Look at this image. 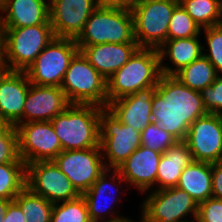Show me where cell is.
Wrapping results in <instances>:
<instances>
[{
  "mask_svg": "<svg viewBox=\"0 0 222 222\" xmlns=\"http://www.w3.org/2000/svg\"><path fill=\"white\" fill-rule=\"evenodd\" d=\"M207 114L199 91L183 85L174 76H160L152 98L153 122L178 141H184L189 126Z\"/></svg>",
  "mask_w": 222,
  "mask_h": 222,
  "instance_id": "obj_1",
  "label": "cell"
},
{
  "mask_svg": "<svg viewBox=\"0 0 222 222\" xmlns=\"http://www.w3.org/2000/svg\"><path fill=\"white\" fill-rule=\"evenodd\" d=\"M101 109L96 105L70 104L51 120L63 151L100 146Z\"/></svg>",
  "mask_w": 222,
  "mask_h": 222,
  "instance_id": "obj_2",
  "label": "cell"
},
{
  "mask_svg": "<svg viewBox=\"0 0 222 222\" xmlns=\"http://www.w3.org/2000/svg\"><path fill=\"white\" fill-rule=\"evenodd\" d=\"M161 75L158 50L139 47L128 62L107 80V107L115 99L157 86Z\"/></svg>",
  "mask_w": 222,
  "mask_h": 222,
  "instance_id": "obj_3",
  "label": "cell"
},
{
  "mask_svg": "<svg viewBox=\"0 0 222 222\" xmlns=\"http://www.w3.org/2000/svg\"><path fill=\"white\" fill-rule=\"evenodd\" d=\"M77 46L137 43L130 10L98 6L75 39Z\"/></svg>",
  "mask_w": 222,
  "mask_h": 222,
  "instance_id": "obj_4",
  "label": "cell"
},
{
  "mask_svg": "<svg viewBox=\"0 0 222 222\" xmlns=\"http://www.w3.org/2000/svg\"><path fill=\"white\" fill-rule=\"evenodd\" d=\"M60 88L70 104L107 107V81L81 51L71 59Z\"/></svg>",
  "mask_w": 222,
  "mask_h": 222,
  "instance_id": "obj_5",
  "label": "cell"
},
{
  "mask_svg": "<svg viewBox=\"0 0 222 222\" xmlns=\"http://www.w3.org/2000/svg\"><path fill=\"white\" fill-rule=\"evenodd\" d=\"M3 58L12 71L25 72L55 39L51 25L3 28Z\"/></svg>",
  "mask_w": 222,
  "mask_h": 222,
  "instance_id": "obj_6",
  "label": "cell"
},
{
  "mask_svg": "<svg viewBox=\"0 0 222 222\" xmlns=\"http://www.w3.org/2000/svg\"><path fill=\"white\" fill-rule=\"evenodd\" d=\"M178 0L136 1L132 7L134 39L140 48L159 49L168 40V26Z\"/></svg>",
  "mask_w": 222,
  "mask_h": 222,
  "instance_id": "obj_7",
  "label": "cell"
},
{
  "mask_svg": "<svg viewBox=\"0 0 222 222\" xmlns=\"http://www.w3.org/2000/svg\"><path fill=\"white\" fill-rule=\"evenodd\" d=\"M100 147L107 169H116L141 143V132L123 124L107 107L99 116ZM108 161V162H107Z\"/></svg>",
  "mask_w": 222,
  "mask_h": 222,
  "instance_id": "obj_8",
  "label": "cell"
},
{
  "mask_svg": "<svg viewBox=\"0 0 222 222\" xmlns=\"http://www.w3.org/2000/svg\"><path fill=\"white\" fill-rule=\"evenodd\" d=\"M79 51L75 39H53L26 70L31 84L60 87L71 59Z\"/></svg>",
  "mask_w": 222,
  "mask_h": 222,
  "instance_id": "obj_9",
  "label": "cell"
},
{
  "mask_svg": "<svg viewBox=\"0 0 222 222\" xmlns=\"http://www.w3.org/2000/svg\"><path fill=\"white\" fill-rule=\"evenodd\" d=\"M142 202L143 222H195L198 204L184 190L169 187L151 191ZM188 215L193 220L186 219ZM184 218V219H183Z\"/></svg>",
  "mask_w": 222,
  "mask_h": 222,
  "instance_id": "obj_10",
  "label": "cell"
},
{
  "mask_svg": "<svg viewBox=\"0 0 222 222\" xmlns=\"http://www.w3.org/2000/svg\"><path fill=\"white\" fill-rule=\"evenodd\" d=\"M53 161L69 178L80 195L86 192L107 169L100 146L61 151Z\"/></svg>",
  "mask_w": 222,
  "mask_h": 222,
  "instance_id": "obj_11",
  "label": "cell"
},
{
  "mask_svg": "<svg viewBox=\"0 0 222 222\" xmlns=\"http://www.w3.org/2000/svg\"><path fill=\"white\" fill-rule=\"evenodd\" d=\"M19 156L24 163L53 160L62 150L51 121L26 122L15 126Z\"/></svg>",
  "mask_w": 222,
  "mask_h": 222,
  "instance_id": "obj_12",
  "label": "cell"
},
{
  "mask_svg": "<svg viewBox=\"0 0 222 222\" xmlns=\"http://www.w3.org/2000/svg\"><path fill=\"white\" fill-rule=\"evenodd\" d=\"M26 187L52 204L73 200L80 195L53 160L27 164Z\"/></svg>",
  "mask_w": 222,
  "mask_h": 222,
  "instance_id": "obj_13",
  "label": "cell"
},
{
  "mask_svg": "<svg viewBox=\"0 0 222 222\" xmlns=\"http://www.w3.org/2000/svg\"><path fill=\"white\" fill-rule=\"evenodd\" d=\"M184 142L194 161L217 163L222 159V115L208 113L190 126Z\"/></svg>",
  "mask_w": 222,
  "mask_h": 222,
  "instance_id": "obj_14",
  "label": "cell"
},
{
  "mask_svg": "<svg viewBox=\"0 0 222 222\" xmlns=\"http://www.w3.org/2000/svg\"><path fill=\"white\" fill-rule=\"evenodd\" d=\"M50 24L57 38L76 39L98 7L97 0H48Z\"/></svg>",
  "mask_w": 222,
  "mask_h": 222,
  "instance_id": "obj_15",
  "label": "cell"
},
{
  "mask_svg": "<svg viewBox=\"0 0 222 222\" xmlns=\"http://www.w3.org/2000/svg\"><path fill=\"white\" fill-rule=\"evenodd\" d=\"M69 105L65 92L60 87L30 84L23 111V123L51 121Z\"/></svg>",
  "mask_w": 222,
  "mask_h": 222,
  "instance_id": "obj_16",
  "label": "cell"
},
{
  "mask_svg": "<svg viewBox=\"0 0 222 222\" xmlns=\"http://www.w3.org/2000/svg\"><path fill=\"white\" fill-rule=\"evenodd\" d=\"M162 153L140 146L116 170L125 183L140 192L149 191L156 184L157 169Z\"/></svg>",
  "mask_w": 222,
  "mask_h": 222,
  "instance_id": "obj_17",
  "label": "cell"
},
{
  "mask_svg": "<svg viewBox=\"0 0 222 222\" xmlns=\"http://www.w3.org/2000/svg\"><path fill=\"white\" fill-rule=\"evenodd\" d=\"M156 86L138 90L132 95L115 99L108 104V109L126 125L142 132L152 120V98Z\"/></svg>",
  "mask_w": 222,
  "mask_h": 222,
  "instance_id": "obj_18",
  "label": "cell"
},
{
  "mask_svg": "<svg viewBox=\"0 0 222 222\" xmlns=\"http://www.w3.org/2000/svg\"><path fill=\"white\" fill-rule=\"evenodd\" d=\"M110 171H111V169H106L98 177V179L93 183V185L86 192H84L82 194V196L84 197V199L87 203L89 217H90L91 222L112 220V219L121 217L120 214L117 216L115 214L114 207L109 205L112 203L116 204V202L119 203L118 201L121 199H119V197H117V199H116V197L113 198V197L109 196V193L111 192L110 189L112 187H114L115 190L117 191L116 196H118L119 195V191H118L119 188L117 185L124 183L125 180L122 178V176L120 175V173L116 169H112V171L111 172ZM108 173H111V174L113 173L112 177L109 176ZM109 178L110 179L112 178L111 179L112 181L109 182V180H110ZM113 192H112V196H114ZM112 209L114 210V212ZM105 212H107V213H105ZM107 214H109L110 216ZM106 215H107V218H110V219H107Z\"/></svg>",
  "mask_w": 222,
  "mask_h": 222,
  "instance_id": "obj_19",
  "label": "cell"
},
{
  "mask_svg": "<svg viewBox=\"0 0 222 222\" xmlns=\"http://www.w3.org/2000/svg\"><path fill=\"white\" fill-rule=\"evenodd\" d=\"M0 11L3 28L51 25L49 2L46 0H1Z\"/></svg>",
  "mask_w": 222,
  "mask_h": 222,
  "instance_id": "obj_20",
  "label": "cell"
},
{
  "mask_svg": "<svg viewBox=\"0 0 222 222\" xmlns=\"http://www.w3.org/2000/svg\"><path fill=\"white\" fill-rule=\"evenodd\" d=\"M79 51L107 81L123 67L139 48L137 43L97 44L78 46Z\"/></svg>",
  "mask_w": 222,
  "mask_h": 222,
  "instance_id": "obj_21",
  "label": "cell"
},
{
  "mask_svg": "<svg viewBox=\"0 0 222 222\" xmlns=\"http://www.w3.org/2000/svg\"><path fill=\"white\" fill-rule=\"evenodd\" d=\"M30 84L26 72L19 71H11L0 84V116L11 125L23 123Z\"/></svg>",
  "mask_w": 222,
  "mask_h": 222,
  "instance_id": "obj_22",
  "label": "cell"
},
{
  "mask_svg": "<svg viewBox=\"0 0 222 222\" xmlns=\"http://www.w3.org/2000/svg\"><path fill=\"white\" fill-rule=\"evenodd\" d=\"M199 36L167 40L159 49L160 70L162 75L174 76L185 66L197 60L205 50L201 45ZM169 57L174 68L163 65L165 57Z\"/></svg>",
  "mask_w": 222,
  "mask_h": 222,
  "instance_id": "obj_23",
  "label": "cell"
},
{
  "mask_svg": "<svg viewBox=\"0 0 222 222\" xmlns=\"http://www.w3.org/2000/svg\"><path fill=\"white\" fill-rule=\"evenodd\" d=\"M192 153L184 141H177L166 149L160 159L155 190L176 187L183 169L193 162Z\"/></svg>",
  "mask_w": 222,
  "mask_h": 222,
  "instance_id": "obj_24",
  "label": "cell"
},
{
  "mask_svg": "<svg viewBox=\"0 0 222 222\" xmlns=\"http://www.w3.org/2000/svg\"><path fill=\"white\" fill-rule=\"evenodd\" d=\"M186 191L197 204L212 197V163L193 161L187 165L176 185Z\"/></svg>",
  "mask_w": 222,
  "mask_h": 222,
  "instance_id": "obj_25",
  "label": "cell"
},
{
  "mask_svg": "<svg viewBox=\"0 0 222 222\" xmlns=\"http://www.w3.org/2000/svg\"><path fill=\"white\" fill-rule=\"evenodd\" d=\"M217 76L215 67L203 54L174 75L183 85L199 92L212 85Z\"/></svg>",
  "mask_w": 222,
  "mask_h": 222,
  "instance_id": "obj_26",
  "label": "cell"
},
{
  "mask_svg": "<svg viewBox=\"0 0 222 222\" xmlns=\"http://www.w3.org/2000/svg\"><path fill=\"white\" fill-rule=\"evenodd\" d=\"M14 201L20 206L26 222H51L54 204L29 188L25 187Z\"/></svg>",
  "mask_w": 222,
  "mask_h": 222,
  "instance_id": "obj_27",
  "label": "cell"
},
{
  "mask_svg": "<svg viewBox=\"0 0 222 222\" xmlns=\"http://www.w3.org/2000/svg\"><path fill=\"white\" fill-rule=\"evenodd\" d=\"M25 187V163H6L0 165V198L14 200Z\"/></svg>",
  "mask_w": 222,
  "mask_h": 222,
  "instance_id": "obj_28",
  "label": "cell"
},
{
  "mask_svg": "<svg viewBox=\"0 0 222 222\" xmlns=\"http://www.w3.org/2000/svg\"><path fill=\"white\" fill-rule=\"evenodd\" d=\"M200 28L219 25V0H178Z\"/></svg>",
  "mask_w": 222,
  "mask_h": 222,
  "instance_id": "obj_29",
  "label": "cell"
},
{
  "mask_svg": "<svg viewBox=\"0 0 222 222\" xmlns=\"http://www.w3.org/2000/svg\"><path fill=\"white\" fill-rule=\"evenodd\" d=\"M51 222H91L84 197L54 204Z\"/></svg>",
  "mask_w": 222,
  "mask_h": 222,
  "instance_id": "obj_30",
  "label": "cell"
},
{
  "mask_svg": "<svg viewBox=\"0 0 222 222\" xmlns=\"http://www.w3.org/2000/svg\"><path fill=\"white\" fill-rule=\"evenodd\" d=\"M201 28L178 4L172 12L168 26V40L183 39L201 35Z\"/></svg>",
  "mask_w": 222,
  "mask_h": 222,
  "instance_id": "obj_31",
  "label": "cell"
},
{
  "mask_svg": "<svg viewBox=\"0 0 222 222\" xmlns=\"http://www.w3.org/2000/svg\"><path fill=\"white\" fill-rule=\"evenodd\" d=\"M177 141L178 140L173 135L163 130L162 127L155 122H151L141 132L142 146L162 154Z\"/></svg>",
  "mask_w": 222,
  "mask_h": 222,
  "instance_id": "obj_32",
  "label": "cell"
},
{
  "mask_svg": "<svg viewBox=\"0 0 222 222\" xmlns=\"http://www.w3.org/2000/svg\"><path fill=\"white\" fill-rule=\"evenodd\" d=\"M6 163H24L19 156L16 128L11 124L0 132V165Z\"/></svg>",
  "mask_w": 222,
  "mask_h": 222,
  "instance_id": "obj_33",
  "label": "cell"
},
{
  "mask_svg": "<svg viewBox=\"0 0 222 222\" xmlns=\"http://www.w3.org/2000/svg\"><path fill=\"white\" fill-rule=\"evenodd\" d=\"M205 39L208 45V52L203 55L215 67L217 74L222 73V25H215L203 28Z\"/></svg>",
  "mask_w": 222,
  "mask_h": 222,
  "instance_id": "obj_34",
  "label": "cell"
},
{
  "mask_svg": "<svg viewBox=\"0 0 222 222\" xmlns=\"http://www.w3.org/2000/svg\"><path fill=\"white\" fill-rule=\"evenodd\" d=\"M207 113L222 115V75H218L212 85L200 91Z\"/></svg>",
  "mask_w": 222,
  "mask_h": 222,
  "instance_id": "obj_35",
  "label": "cell"
},
{
  "mask_svg": "<svg viewBox=\"0 0 222 222\" xmlns=\"http://www.w3.org/2000/svg\"><path fill=\"white\" fill-rule=\"evenodd\" d=\"M195 222H222V199L210 197L198 204Z\"/></svg>",
  "mask_w": 222,
  "mask_h": 222,
  "instance_id": "obj_36",
  "label": "cell"
},
{
  "mask_svg": "<svg viewBox=\"0 0 222 222\" xmlns=\"http://www.w3.org/2000/svg\"><path fill=\"white\" fill-rule=\"evenodd\" d=\"M212 197L222 199V163H212Z\"/></svg>",
  "mask_w": 222,
  "mask_h": 222,
  "instance_id": "obj_37",
  "label": "cell"
},
{
  "mask_svg": "<svg viewBox=\"0 0 222 222\" xmlns=\"http://www.w3.org/2000/svg\"><path fill=\"white\" fill-rule=\"evenodd\" d=\"M1 222H26L24 213L14 200L8 205L4 219Z\"/></svg>",
  "mask_w": 222,
  "mask_h": 222,
  "instance_id": "obj_38",
  "label": "cell"
},
{
  "mask_svg": "<svg viewBox=\"0 0 222 222\" xmlns=\"http://www.w3.org/2000/svg\"><path fill=\"white\" fill-rule=\"evenodd\" d=\"M98 6L132 10L136 0H97Z\"/></svg>",
  "mask_w": 222,
  "mask_h": 222,
  "instance_id": "obj_39",
  "label": "cell"
},
{
  "mask_svg": "<svg viewBox=\"0 0 222 222\" xmlns=\"http://www.w3.org/2000/svg\"><path fill=\"white\" fill-rule=\"evenodd\" d=\"M10 66L5 62L3 57H0V84L11 72Z\"/></svg>",
  "mask_w": 222,
  "mask_h": 222,
  "instance_id": "obj_40",
  "label": "cell"
},
{
  "mask_svg": "<svg viewBox=\"0 0 222 222\" xmlns=\"http://www.w3.org/2000/svg\"><path fill=\"white\" fill-rule=\"evenodd\" d=\"M13 200H7L0 198V222L3 221L4 215L7 211L8 205L12 202Z\"/></svg>",
  "mask_w": 222,
  "mask_h": 222,
  "instance_id": "obj_41",
  "label": "cell"
},
{
  "mask_svg": "<svg viewBox=\"0 0 222 222\" xmlns=\"http://www.w3.org/2000/svg\"><path fill=\"white\" fill-rule=\"evenodd\" d=\"M96 222H135V221L128 219V217L121 216L112 220H103V221H96ZM139 222H143L142 216Z\"/></svg>",
  "mask_w": 222,
  "mask_h": 222,
  "instance_id": "obj_42",
  "label": "cell"
},
{
  "mask_svg": "<svg viewBox=\"0 0 222 222\" xmlns=\"http://www.w3.org/2000/svg\"><path fill=\"white\" fill-rule=\"evenodd\" d=\"M3 40H4V29L0 20V57L3 56Z\"/></svg>",
  "mask_w": 222,
  "mask_h": 222,
  "instance_id": "obj_43",
  "label": "cell"
},
{
  "mask_svg": "<svg viewBox=\"0 0 222 222\" xmlns=\"http://www.w3.org/2000/svg\"><path fill=\"white\" fill-rule=\"evenodd\" d=\"M9 123L0 116V132L8 125Z\"/></svg>",
  "mask_w": 222,
  "mask_h": 222,
  "instance_id": "obj_44",
  "label": "cell"
},
{
  "mask_svg": "<svg viewBox=\"0 0 222 222\" xmlns=\"http://www.w3.org/2000/svg\"><path fill=\"white\" fill-rule=\"evenodd\" d=\"M219 25H222V0H219Z\"/></svg>",
  "mask_w": 222,
  "mask_h": 222,
  "instance_id": "obj_45",
  "label": "cell"
},
{
  "mask_svg": "<svg viewBox=\"0 0 222 222\" xmlns=\"http://www.w3.org/2000/svg\"><path fill=\"white\" fill-rule=\"evenodd\" d=\"M136 1H168V0H136Z\"/></svg>",
  "mask_w": 222,
  "mask_h": 222,
  "instance_id": "obj_46",
  "label": "cell"
}]
</instances>
